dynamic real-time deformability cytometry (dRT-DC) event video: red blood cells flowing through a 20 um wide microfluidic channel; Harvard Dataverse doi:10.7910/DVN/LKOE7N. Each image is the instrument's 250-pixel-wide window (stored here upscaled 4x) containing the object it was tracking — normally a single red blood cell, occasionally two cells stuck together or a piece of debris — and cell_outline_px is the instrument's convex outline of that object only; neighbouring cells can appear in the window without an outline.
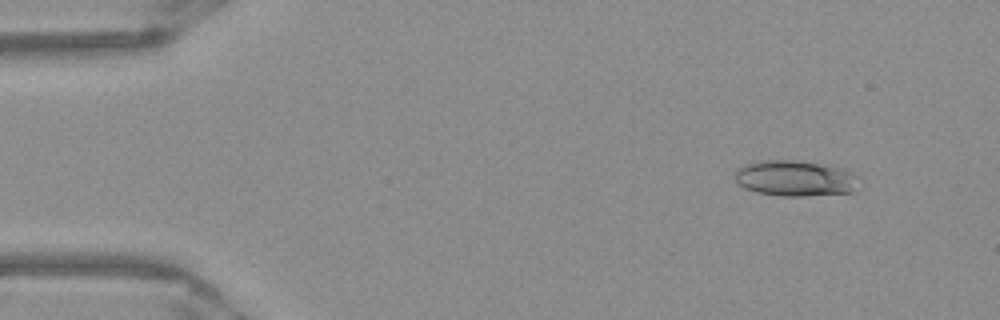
{"species": "Egyptian fruit bat (a non-hibernating species)", "species_latin": "Rousettus aegyptiacus", "temperature_condition": "warm", "stored_images_in_passage": 51, "camera_frame_rate_fps": 3000, "um_per_image_px": 0.085, "frame": {"image": 1, "passage_image": 5, "time_ms": 1.333, "image_size_px": [1000, 320], "cell_outline_px": [[856, 176], [852, 192], [804, 196], [784, 196], [756, 192], [744, 188], [736, 180], [736, 172], [740, 168], [748, 164], [764, 160], [796, 160], [816, 164], [848, 172]], "centroid_in_image_um": [67.49, 15.18], "position_along_channel_um": 17.5, "area_um2": 24.74}}
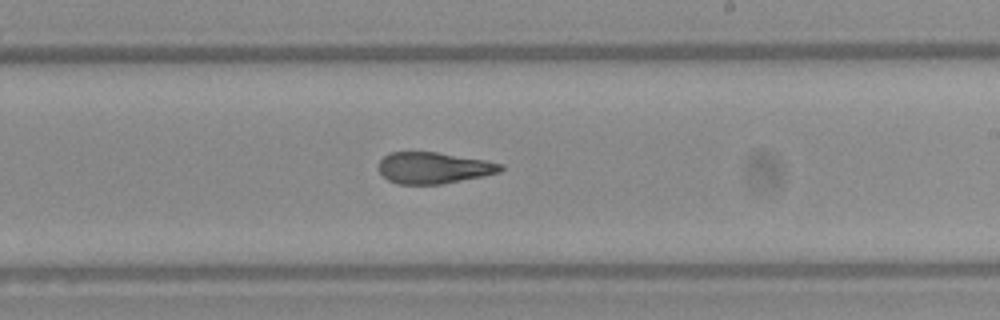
{"frame": {"image": 2, "passage_image": 30, "time_ms": 9.667, "image_size_px": [1000, 320], "cell_outline_px": [[504, 168], [500, 172], [484, 176], [440, 184], [400, 184], [388, 180], [380, 172], [380, 160], [388, 152], [436, 152], [484, 160], [504, 164]], "centroid_in_image_um": [36.88, 14.27], "position_along_channel_um": 252.1, "area_um2": 22.14}}
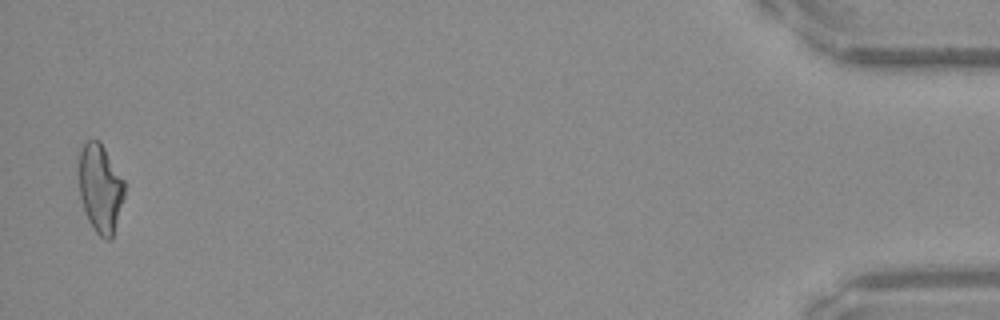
{"frame": {"image": 3, "passage_image": 50, "time_ms": 16.333, "image_size_px": [1000, 320], "cell_outline_px": [[124, 196], [112, 240], [104, 240], [92, 228], [88, 220], [80, 196], [80, 148], [88, 140], [100, 140], [124, 180]], "centroid_in_image_um": [8.54, 16.03], "position_along_channel_um": 426.7, "area_um2": 23.35}, "authors_computed_cell_mechanics": {"area_um2": 23.3512, "velocity_mm_per_s": 3.9769, "shape_relaxation_time_tau1_ms": null, "shape_relaxation_time_tau2_ms": 2.0613, "deformation_change_tau1": null, "deformation_change_tau2": 0.1011}}